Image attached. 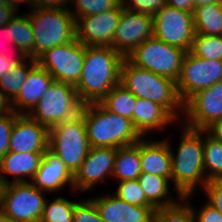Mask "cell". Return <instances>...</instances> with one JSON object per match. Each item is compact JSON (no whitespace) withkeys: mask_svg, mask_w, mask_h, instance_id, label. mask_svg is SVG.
I'll use <instances>...</instances> for the list:
<instances>
[{"mask_svg":"<svg viewBox=\"0 0 222 222\" xmlns=\"http://www.w3.org/2000/svg\"><path fill=\"white\" fill-rule=\"evenodd\" d=\"M178 148L173 150L170 139L172 191L177 196L196 194L208 183L203 164V130L182 124ZM174 151V152H173ZM176 152V153H175Z\"/></svg>","mask_w":222,"mask_h":222,"instance_id":"cell-1","label":"cell"},{"mask_svg":"<svg viewBox=\"0 0 222 222\" xmlns=\"http://www.w3.org/2000/svg\"><path fill=\"white\" fill-rule=\"evenodd\" d=\"M125 57L112 47L85 46L84 65L75 86L83 104L99 103L120 83Z\"/></svg>","mask_w":222,"mask_h":222,"instance_id":"cell-2","label":"cell"},{"mask_svg":"<svg viewBox=\"0 0 222 222\" xmlns=\"http://www.w3.org/2000/svg\"><path fill=\"white\" fill-rule=\"evenodd\" d=\"M81 114L91 147L120 148L142 138L131 119L109 112L100 102L84 104Z\"/></svg>","mask_w":222,"mask_h":222,"instance_id":"cell-3","label":"cell"},{"mask_svg":"<svg viewBox=\"0 0 222 222\" xmlns=\"http://www.w3.org/2000/svg\"><path fill=\"white\" fill-rule=\"evenodd\" d=\"M120 84L137 98L160 104L177 121H181L183 103L178 96L176 81L173 79L139 68L125 58L121 67Z\"/></svg>","mask_w":222,"mask_h":222,"instance_id":"cell-4","label":"cell"},{"mask_svg":"<svg viewBox=\"0 0 222 222\" xmlns=\"http://www.w3.org/2000/svg\"><path fill=\"white\" fill-rule=\"evenodd\" d=\"M26 12L33 29L34 59L46 50L76 39L75 17L67 8L31 9Z\"/></svg>","mask_w":222,"mask_h":222,"instance_id":"cell-5","label":"cell"},{"mask_svg":"<svg viewBox=\"0 0 222 222\" xmlns=\"http://www.w3.org/2000/svg\"><path fill=\"white\" fill-rule=\"evenodd\" d=\"M90 148L81 113L49 129V149L65 163L73 175L87 157Z\"/></svg>","mask_w":222,"mask_h":222,"instance_id":"cell-6","label":"cell"},{"mask_svg":"<svg viewBox=\"0 0 222 222\" xmlns=\"http://www.w3.org/2000/svg\"><path fill=\"white\" fill-rule=\"evenodd\" d=\"M83 105L75 86L53 81L28 115L50 129L75 118L81 113Z\"/></svg>","mask_w":222,"mask_h":222,"instance_id":"cell-7","label":"cell"},{"mask_svg":"<svg viewBox=\"0 0 222 222\" xmlns=\"http://www.w3.org/2000/svg\"><path fill=\"white\" fill-rule=\"evenodd\" d=\"M186 51L155 38L145 40L126 59L133 65L177 81Z\"/></svg>","mask_w":222,"mask_h":222,"instance_id":"cell-8","label":"cell"},{"mask_svg":"<svg viewBox=\"0 0 222 222\" xmlns=\"http://www.w3.org/2000/svg\"><path fill=\"white\" fill-rule=\"evenodd\" d=\"M32 182L4 185L2 209L10 222H40L48 199Z\"/></svg>","mask_w":222,"mask_h":222,"instance_id":"cell-9","label":"cell"},{"mask_svg":"<svg viewBox=\"0 0 222 222\" xmlns=\"http://www.w3.org/2000/svg\"><path fill=\"white\" fill-rule=\"evenodd\" d=\"M85 45L78 39L46 50L37 64L46 69L54 81L76 86L84 65Z\"/></svg>","mask_w":222,"mask_h":222,"instance_id":"cell-10","label":"cell"},{"mask_svg":"<svg viewBox=\"0 0 222 222\" xmlns=\"http://www.w3.org/2000/svg\"><path fill=\"white\" fill-rule=\"evenodd\" d=\"M222 61L206 60L186 52L176 81L178 96L184 104L192 95L221 82Z\"/></svg>","mask_w":222,"mask_h":222,"instance_id":"cell-11","label":"cell"},{"mask_svg":"<svg viewBox=\"0 0 222 222\" xmlns=\"http://www.w3.org/2000/svg\"><path fill=\"white\" fill-rule=\"evenodd\" d=\"M153 36L189 52L195 37L193 13L165 5L153 16Z\"/></svg>","mask_w":222,"mask_h":222,"instance_id":"cell-12","label":"cell"},{"mask_svg":"<svg viewBox=\"0 0 222 222\" xmlns=\"http://www.w3.org/2000/svg\"><path fill=\"white\" fill-rule=\"evenodd\" d=\"M183 119L179 124L206 130L222 119V82L198 91L183 104Z\"/></svg>","mask_w":222,"mask_h":222,"instance_id":"cell-13","label":"cell"},{"mask_svg":"<svg viewBox=\"0 0 222 222\" xmlns=\"http://www.w3.org/2000/svg\"><path fill=\"white\" fill-rule=\"evenodd\" d=\"M116 153L117 148L113 147H91L73 175L74 193H85L96 188L105 179H112Z\"/></svg>","mask_w":222,"mask_h":222,"instance_id":"cell-14","label":"cell"},{"mask_svg":"<svg viewBox=\"0 0 222 222\" xmlns=\"http://www.w3.org/2000/svg\"><path fill=\"white\" fill-rule=\"evenodd\" d=\"M122 9L120 3L112 10L75 18L76 39L85 46L112 47Z\"/></svg>","mask_w":222,"mask_h":222,"instance_id":"cell-15","label":"cell"},{"mask_svg":"<svg viewBox=\"0 0 222 222\" xmlns=\"http://www.w3.org/2000/svg\"><path fill=\"white\" fill-rule=\"evenodd\" d=\"M153 17L122 9L112 48L125 58L145 40L153 37Z\"/></svg>","mask_w":222,"mask_h":222,"instance_id":"cell-16","label":"cell"},{"mask_svg":"<svg viewBox=\"0 0 222 222\" xmlns=\"http://www.w3.org/2000/svg\"><path fill=\"white\" fill-rule=\"evenodd\" d=\"M49 148V129L28 114H17L10 135L9 151L45 153Z\"/></svg>","mask_w":222,"mask_h":222,"instance_id":"cell-17","label":"cell"},{"mask_svg":"<svg viewBox=\"0 0 222 222\" xmlns=\"http://www.w3.org/2000/svg\"><path fill=\"white\" fill-rule=\"evenodd\" d=\"M91 199L103 222H153L156 210L154 206L131 205L111 191Z\"/></svg>","mask_w":222,"mask_h":222,"instance_id":"cell-18","label":"cell"},{"mask_svg":"<svg viewBox=\"0 0 222 222\" xmlns=\"http://www.w3.org/2000/svg\"><path fill=\"white\" fill-rule=\"evenodd\" d=\"M31 182L47 194H56L67 185L71 188L69 190L74 191L73 174L49 148L44 153L40 167Z\"/></svg>","mask_w":222,"mask_h":222,"instance_id":"cell-19","label":"cell"},{"mask_svg":"<svg viewBox=\"0 0 222 222\" xmlns=\"http://www.w3.org/2000/svg\"><path fill=\"white\" fill-rule=\"evenodd\" d=\"M178 121L160 104L144 98H137L133 112V125L142 137L166 130L167 127L177 125ZM173 124V125H172Z\"/></svg>","mask_w":222,"mask_h":222,"instance_id":"cell-20","label":"cell"},{"mask_svg":"<svg viewBox=\"0 0 222 222\" xmlns=\"http://www.w3.org/2000/svg\"><path fill=\"white\" fill-rule=\"evenodd\" d=\"M43 156L44 153H17L9 151L0 159V180L4 184L31 182L40 167ZM9 175L13 176V180L8 179Z\"/></svg>","mask_w":222,"mask_h":222,"instance_id":"cell-21","label":"cell"},{"mask_svg":"<svg viewBox=\"0 0 222 222\" xmlns=\"http://www.w3.org/2000/svg\"><path fill=\"white\" fill-rule=\"evenodd\" d=\"M54 78L38 64L29 72L17 97L11 102L17 114H28L42 98Z\"/></svg>","mask_w":222,"mask_h":222,"instance_id":"cell-22","label":"cell"},{"mask_svg":"<svg viewBox=\"0 0 222 222\" xmlns=\"http://www.w3.org/2000/svg\"><path fill=\"white\" fill-rule=\"evenodd\" d=\"M149 140V141H148ZM140 139L142 173L155 174L171 180V153L168 140Z\"/></svg>","mask_w":222,"mask_h":222,"instance_id":"cell-23","label":"cell"},{"mask_svg":"<svg viewBox=\"0 0 222 222\" xmlns=\"http://www.w3.org/2000/svg\"><path fill=\"white\" fill-rule=\"evenodd\" d=\"M143 189L146 199L157 209L177 204L183 197L173 198L171 180L155 174L141 173L137 179Z\"/></svg>","mask_w":222,"mask_h":222,"instance_id":"cell-24","label":"cell"},{"mask_svg":"<svg viewBox=\"0 0 222 222\" xmlns=\"http://www.w3.org/2000/svg\"><path fill=\"white\" fill-rule=\"evenodd\" d=\"M141 171L140 140L132 145L117 148L111 180L116 182L138 179Z\"/></svg>","mask_w":222,"mask_h":222,"instance_id":"cell-25","label":"cell"},{"mask_svg":"<svg viewBox=\"0 0 222 222\" xmlns=\"http://www.w3.org/2000/svg\"><path fill=\"white\" fill-rule=\"evenodd\" d=\"M16 14L7 24L10 30V41H13V50L23 52L27 57L34 59V36L31 22L27 13Z\"/></svg>","mask_w":222,"mask_h":222,"instance_id":"cell-26","label":"cell"},{"mask_svg":"<svg viewBox=\"0 0 222 222\" xmlns=\"http://www.w3.org/2000/svg\"><path fill=\"white\" fill-rule=\"evenodd\" d=\"M193 21L195 34H222V6L219 3L194 8Z\"/></svg>","mask_w":222,"mask_h":222,"instance_id":"cell-27","label":"cell"},{"mask_svg":"<svg viewBox=\"0 0 222 222\" xmlns=\"http://www.w3.org/2000/svg\"><path fill=\"white\" fill-rule=\"evenodd\" d=\"M137 97L122 84L114 86L100 103L109 111L127 117L133 122Z\"/></svg>","mask_w":222,"mask_h":222,"instance_id":"cell-28","label":"cell"},{"mask_svg":"<svg viewBox=\"0 0 222 222\" xmlns=\"http://www.w3.org/2000/svg\"><path fill=\"white\" fill-rule=\"evenodd\" d=\"M37 65V61L28 57L0 77V90L12 102L18 95L29 72Z\"/></svg>","mask_w":222,"mask_h":222,"instance_id":"cell-29","label":"cell"},{"mask_svg":"<svg viewBox=\"0 0 222 222\" xmlns=\"http://www.w3.org/2000/svg\"><path fill=\"white\" fill-rule=\"evenodd\" d=\"M203 164L208 181L222 179V142L203 130Z\"/></svg>","mask_w":222,"mask_h":222,"instance_id":"cell-30","label":"cell"},{"mask_svg":"<svg viewBox=\"0 0 222 222\" xmlns=\"http://www.w3.org/2000/svg\"><path fill=\"white\" fill-rule=\"evenodd\" d=\"M46 200L40 222H73V208L76 201L64 197Z\"/></svg>","mask_w":222,"mask_h":222,"instance_id":"cell-31","label":"cell"},{"mask_svg":"<svg viewBox=\"0 0 222 222\" xmlns=\"http://www.w3.org/2000/svg\"><path fill=\"white\" fill-rule=\"evenodd\" d=\"M190 51L202 59L222 61V36L195 34Z\"/></svg>","mask_w":222,"mask_h":222,"instance_id":"cell-32","label":"cell"},{"mask_svg":"<svg viewBox=\"0 0 222 222\" xmlns=\"http://www.w3.org/2000/svg\"><path fill=\"white\" fill-rule=\"evenodd\" d=\"M153 222H195L191 206L182 198L177 204L157 208Z\"/></svg>","mask_w":222,"mask_h":222,"instance_id":"cell-33","label":"cell"},{"mask_svg":"<svg viewBox=\"0 0 222 222\" xmlns=\"http://www.w3.org/2000/svg\"><path fill=\"white\" fill-rule=\"evenodd\" d=\"M120 3L121 0H70V6L68 9L73 16L77 18L88 15H97L112 10Z\"/></svg>","mask_w":222,"mask_h":222,"instance_id":"cell-34","label":"cell"},{"mask_svg":"<svg viewBox=\"0 0 222 222\" xmlns=\"http://www.w3.org/2000/svg\"><path fill=\"white\" fill-rule=\"evenodd\" d=\"M118 187L113 192L118 198L136 206H153L145 196L137 179L117 182Z\"/></svg>","mask_w":222,"mask_h":222,"instance_id":"cell-35","label":"cell"},{"mask_svg":"<svg viewBox=\"0 0 222 222\" xmlns=\"http://www.w3.org/2000/svg\"><path fill=\"white\" fill-rule=\"evenodd\" d=\"M73 222H103L91 198L82 199L73 208Z\"/></svg>","mask_w":222,"mask_h":222,"instance_id":"cell-36","label":"cell"},{"mask_svg":"<svg viewBox=\"0 0 222 222\" xmlns=\"http://www.w3.org/2000/svg\"><path fill=\"white\" fill-rule=\"evenodd\" d=\"M124 9L153 17L165 5L166 0H121Z\"/></svg>","mask_w":222,"mask_h":222,"instance_id":"cell-37","label":"cell"},{"mask_svg":"<svg viewBox=\"0 0 222 222\" xmlns=\"http://www.w3.org/2000/svg\"><path fill=\"white\" fill-rule=\"evenodd\" d=\"M193 194H189L183 197V199L191 206V209L194 213L195 222H222V214L212 207L210 204L205 202L201 204V207L195 209L193 201Z\"/></svg>","mask_w":222,"mask_h":222,"instance_id":"cell-38","label":"cell"},{"mask_svg":"<svg viewBox=\"0 0 222 222\" xmlns=\"http://www.w3.org/2000/svg\"><path fill=\"white\" fill-rule=\"evenodd\" d=\"M15 119L14 111L0 116V159L9 152L10 135Z\"/></svg>","mask_w":222,"mask_h":222,"instance_id":"cell-39","label":"cell"},{"mask_svg":"<svg viewBox=\"0 0 222 222\" xmlns=\"http://www.w3.org/2000/svg\"><path fill=\"white\" fill-rule=\"evenodd\" d=\"M202 190L205 201L222 214V179L208 181Z\"/></svg>","mask_w":222,"mask_h":222,"instance_id":"cell-40","label":"cell"},{"mask_svg":"<svg viewBox=\"0 0 222 222\" xmlns=\"http://www.w3.org/2000/svg\"><path fill=\"white\" fill-rule=\"evenodd\" d=\"M70 0H31V9L69 8Z\"/></svg>","mask_w":222,"mask_h":222,"instance_id":"cell-41","label":"cell"},{"mask_svg":"<svg viewBox=\"0 0 222 222\" xmlns=\"http://www.w3.org/2000/svg\"><path fill=\"white\" fill-rule=\"evenodd\" d=\"M0 38L1 39L4 38V40L6 39L7 42L14 45L13 41H10V30L7 28L6 25L0 27ZM6 51L5 50L3 51L2 49H0V54H2L7 60H11V62H23L28 58L23 52H17L16 54H14L15 55L14 57L7 54Z\"/></svg>","mask_w":222,"mask_h":222,"instance_id":"cell-42","label":"cell"},{"mask_svg":"<svg viewBox=\"0 0 222 222\" xmlns=\"http://www.w3.org/2000/svg\"><path fill=\"white\" fill-rule=\"evenodd\" d=\"M166 5L182 11H186L188 13L194 12L192 0H166Z\"/></svg>","mask_w":222,"mask_h":222,"instance_id":"cell-43","label":"cell"},{"mask_svg":"<svg viewBox=\"0 0 222 222\" xmlns=\"http://www.w3.org/2000/svg\"><path fill=\"white\" fill-rule=\"evenodd\" d=\"M206 132L212 136L215 140L222 142V119L215 121L211 124Z\"/></svg>","mask_w":222,"mask_h":222,"instance_id":"cell-44","label":"cell"},{"mask_svg":"<svg viewBox=\"0 0 222 222\" xmlns=\"http://www.w3.org/2000/svg\"><path fill=\"white\" fill-rule=\"evenodd\" d=\"M17 12L9 6H0V27L6 25Z\"/></svg>","mask_w":222,"mask_h":222,"instance_id":"cell-45","label":"cell"},{"mask_svg":"<svg viewBox=\"0 0 222 222\" xmlns=\"http://www.w3.org/2000/svg\"><path fill=\"white\" fill-rule=\"evenodd\" d=\"M13 112L11 101L0 90V116L10 114Z\"/></svg>","mask_w":222,"mask_h":222,"instance_id":"cell-46","label":"cell"},{"mask_svg":"<svg viewBox=\"0 0 222 222\" xmlns=\"http://www.w3.org/2000/svg\"><path fill=\"white\" fill-rule=\"evenodd\" d=\"M20 63L22 62H11V60H7L2 54H0V77Z\"/></svg>","mask_w":222,"mask_h":222,"instance_id":"cell-47","label":"cell"},{"mask_svg":"<svg viewBox=\"0 0 222 222\" xmlns=\"http://www.w3.org/2000/svg\"><path fill=\"white\" fill-rule=\"evenodd\" d=\"M6 1V5H8L9 7L13 8L17 13L20 12L19 7L22 4V2L25 4H28V10H31V0H5Z\"/></svg>","mask_w":222,"mask_h":222,"instance_id":"cell-48","label":"cell"},{"mask_svg":"<svg viewBox=\"0 0 222 222\" xmlns=\"http://www.w3.org/2000/svg\"><path fill=\"white\" fill-rule=\"evenodd\" d=\"M213 3H218V0H192L194 8Z\"/></svg>","mask_w":222,"mask_h":222,"instance_id":"cell-49","label":"cell"},{"mask_svg":"<svg viewBox=\"0 0 222 222\" xmlns=\"http://www.w3.org/2000/svg\"><path fill=\"white\" fill-rule=\"evenodd\" d=\"M0 222H10L7 216L5 215L2 207H0Z\"/></svg>","mask_w":222,"mask_h":222,"instance_id":"cell-50","label":"cell"},{"mask_svg":"<svg viewBox=\"0 0 222 222\" xmlns=\"http://www.w3.org/2000/svg\"><path fill=\"white\" fill-rule=\"evenodd\" d=\"M4 185L5 184L0 180V207L2 206V194H3Z\"/></svg>","mask_w":222,"mask_h":222,"instance_id":"cell-51","label":"cell"},{"mask_svg":"<svg viewBox=\"0 0 222 222\" xmlns=\"http://www.w3.org/2000/svg\"><path fill=\"white\" fill-rule=\"evenodd\" d=\"M0 6H8V5H6V1L5 0H0Z\"/></svg>","mask_w":222,"mask_h":222,"instance_id":"cell-52","label":"cell"},{"mask_svg":"<svg viewBox=\"0 0 222 222\" xmlns=\"http://www.w3.org/2000/svg\"><path fill=\"white\" fill-rule=\"evenodd\" d=\"M218 3L222 6V0H218Z\"/></svg>","mask_w":222,"mask_h":222,"instance_id":"cell-53","label":"cell"}]
</instances>
